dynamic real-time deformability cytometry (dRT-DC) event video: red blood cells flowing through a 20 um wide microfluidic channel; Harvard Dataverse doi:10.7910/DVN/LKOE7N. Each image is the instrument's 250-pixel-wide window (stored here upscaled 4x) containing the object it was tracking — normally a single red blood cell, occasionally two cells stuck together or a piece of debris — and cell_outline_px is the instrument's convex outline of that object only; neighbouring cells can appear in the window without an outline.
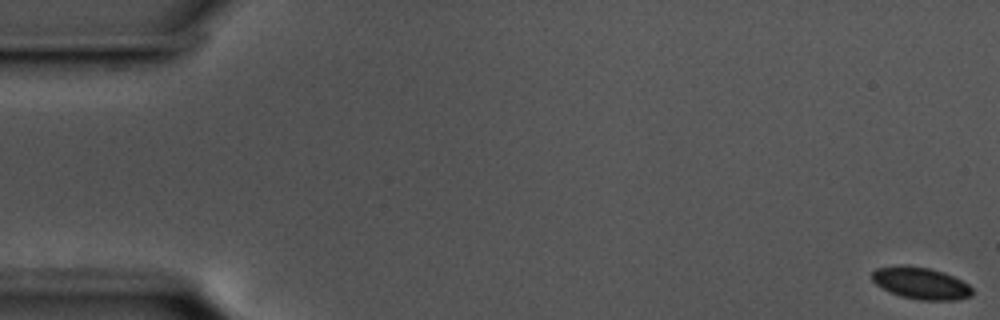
{"species": "common noctule bat (a hibernating species)", "species_latin": "Nyctalus noctula", "temperature_condition": "cold", "stored_images_in_passage": 58, "camera_frame_rate_fps": 3000, "um_per_image_px": 0.085, "animal": {"sex": "male", "body_mass_g": 17.5, "forearm_length_mm": 52.3}, "frame": {"image": 1, "passage_image": 1, "time_ms": 0.0, "image_size_px": [1000, 320], "cell_outline_px": [[972, 296], [956, 300], [920, 300], [900, 296], [876, 284], [872, 280], [872, 272], [876, 268], [900, 264], [904, 264], [928, 268], [944, 272], [968, 284], [972, 288]], "centroid_in_image_um": [78.26, 24.06], "position_along_channel_um": 6.7, "area_um2": 18.61}}
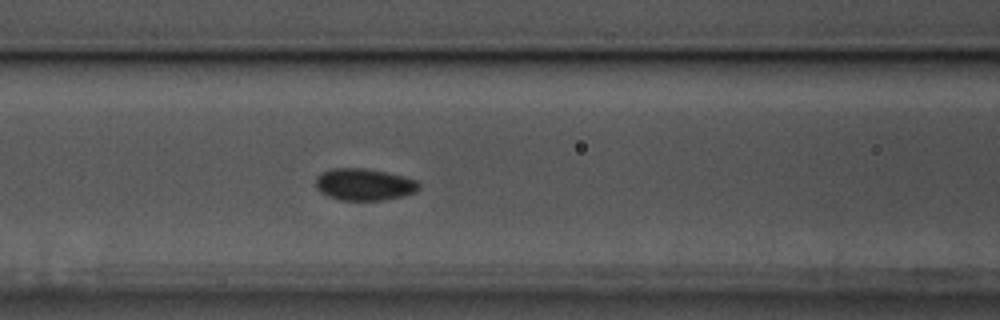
{"frame": {"image": 2, "passage_image": 24, "time_ms": 7.667, "image_size_px": [1000, 320], "cell_outline_px": [[420, 188], [416, 192], [404, 196], [380, 200], [340, 200], [328, 196], [320, 192], [316, 188], [316, 176], [332, 168], [364, 168], [388, 172], [404, 176], [416, 180], [420, 184]], "centroid_in_image_um": [30.97, 15.68], "position_along_channel_um": 135.6, "area_um2": 19.31}}
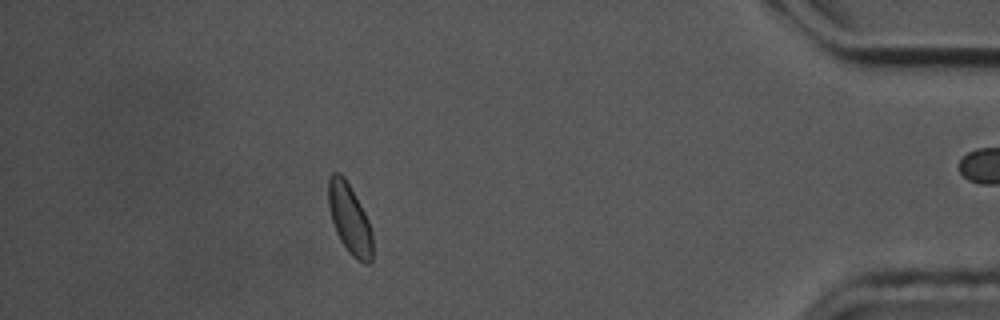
{"frame": {"image": 3, "passage_image": 51, "time_ms": 16.667, "image_size_px": [1000, 320], "cell_outline_px": [[372, 264], [364, 264], [356, 260], [348, 252], [340, 240], [336, 232], [332, 220], [328, 204], [328, 176], [332, 172], [340, 172], [344, 176], [360, 204], [368, 220], [372, 232]], "centroid_in_image_um": [29.71, 18.62], "position_along_channel_um": 405.5, "area_um2": 18.15}, "authors_computed_cell_mechanics": {"area_um2": 18.6694, "velocity_mm_per_s": 3.5578, "shape_relaxation_time_tau1_ms": 2.3514, "shape_relaxation_time_tau2_ms": null, "deformation_change_tau1": 0.0524, "deformation_change_tau2": null}}